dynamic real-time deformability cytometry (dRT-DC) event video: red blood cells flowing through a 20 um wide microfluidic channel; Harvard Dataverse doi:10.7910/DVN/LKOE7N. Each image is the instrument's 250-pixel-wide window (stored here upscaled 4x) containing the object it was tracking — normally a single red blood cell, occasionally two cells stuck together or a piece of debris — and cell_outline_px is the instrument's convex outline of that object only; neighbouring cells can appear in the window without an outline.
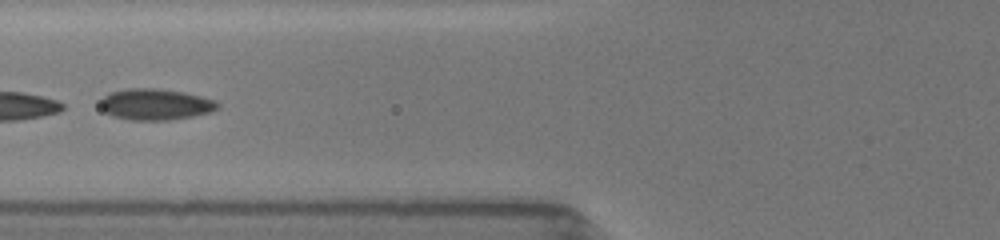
{"species": "common noctule bat (a hibernating species)", "species_latin": "Nyctalus noctula", "temperature_condition": "room temperature", "stored_images_in_passage": 41, "camera_frame_rate_fps": 3000, "um_per_image_px": 0.085, "animal": {"sex": "female", "body_mass_g": 19.5, "forearm_length_mm": 54.1}, "frame": {"image": 1, "passage_image": 22, "time_ms": 6.667, "image_size_px": [1000, 240], "cell_outline_px": [[220, 104], [216, 108], [208, 112], [192, 116], [168, 120], [128, 120], [112, 116], [104, 112], [100, 108], [100, 100], [108, 92], [128, 88], [156, 88], [180, 92], [212, 100]], "centroid_in_image_um": [13.09, 8.87], "position_along_channel_um": 112.7, "area_um2": 21.1}}